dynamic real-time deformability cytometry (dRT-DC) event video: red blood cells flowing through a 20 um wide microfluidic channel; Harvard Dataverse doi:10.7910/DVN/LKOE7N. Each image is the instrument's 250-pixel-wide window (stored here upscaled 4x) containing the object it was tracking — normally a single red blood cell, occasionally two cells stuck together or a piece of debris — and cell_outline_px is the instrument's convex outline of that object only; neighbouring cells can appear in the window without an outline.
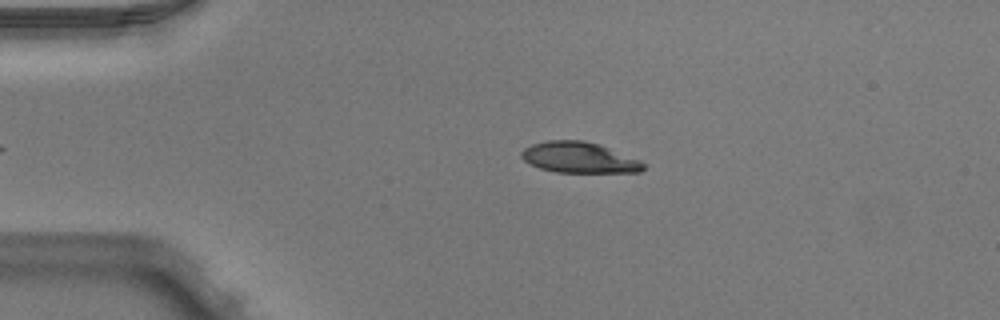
{"species": "Egyptian fruit bat (a non-hibernating species)", "species_latin": "Rousettus aegyptiacus", "temperature_condition": "warm", "stored_images_in_passage": 37, "camera_frame_rate_fps": 3000, "um_per_image_px": 0.085, "animal": {"sex": "male"}, "frame": {"image": 1, "passage_image": 3, "time_ms": 0.667, "image_size_px": [1000, 320], "cell_outline_px": [[648, 168], [640, 172], [556, 172], [540, 168], [524, 160], [520, 156], [520, 152], [524, 148], [532, 144], [548, 140], [584, 140], [600, 144], [640, 160], [648, 164]], "centroid_in_image_um": [49.28, 13.39], "position_along_channel_um": 35.7, "area_um2": 22.08}}
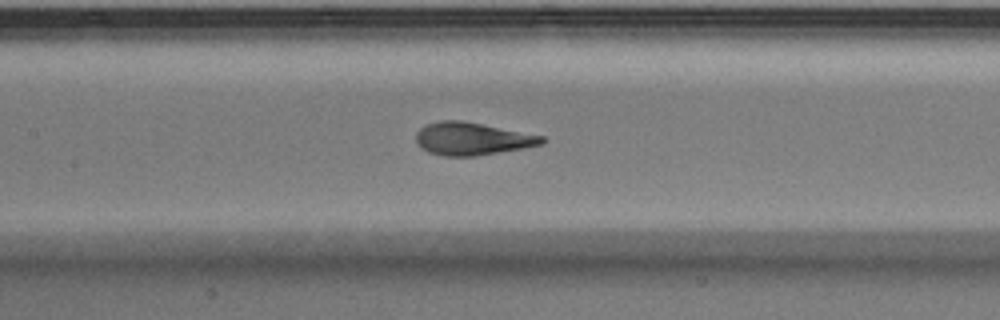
{"frame": {"image": 2, "passage_image": 16, "time_ms": 5.0, "image_size_px": [1000, 320], "cell_outline_px": [[548, 140], [544, 144], [524, 148], [476, 156], [444, 156], [428, 152], [420, 148], [416, 144], [416, 132], [424, 124], [440, 120], [464, 120], [544, 136]], "centroid_in_image_um": [40.12, 11.79], "position_along_channel_um": 167.3, "area_um2": 24.39}}
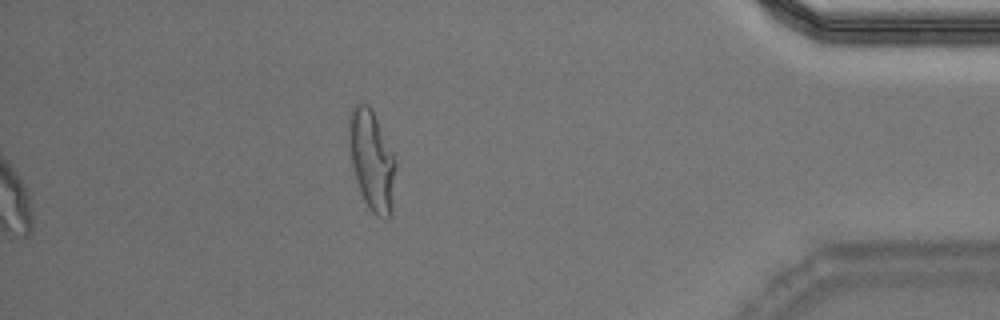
{"frame": {"image": 3, "passage_image": 37, "time_ms": 12.0, "image_size_px": [1000, 320], "cell_outline_px": [[396, 168], [392, 212], [388, 220], [384, 220], [376, 216], [372, 212], [364, 200], [356, 180], [352, 164], [348, 128], [348, 120], [352, 108], [356, 104], [368, 104], [392, 152], [396, 164]], "centroid_in_image_um": [31.61, 13.7], "position_along_channel_um": 403.6, "area_um2": 26.82}, "authors_computed_cell_mechanics": {"area_um2": 24.3338, "velocity_mm_per_s": 3.9562, "shape_relaxation_time_tau1_ms": 4.8787, "shape_relaxation_time_tau2_ms": null, "deformation_change_tau1": 0.2353, "deformation_change_tau2": null}}